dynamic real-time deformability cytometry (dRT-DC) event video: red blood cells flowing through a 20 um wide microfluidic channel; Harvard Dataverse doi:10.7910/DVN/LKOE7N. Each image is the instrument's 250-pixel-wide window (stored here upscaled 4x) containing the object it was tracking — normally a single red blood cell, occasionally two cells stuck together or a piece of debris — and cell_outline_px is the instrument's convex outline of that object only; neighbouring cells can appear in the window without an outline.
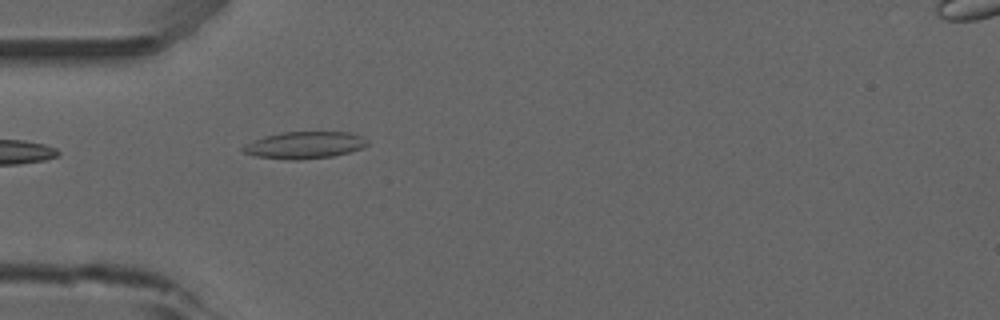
{"species": "common noctule bat (a hibernating species)", "species_latin": "Nyctalus noctula", "temperature_condition": "room temperature", "stored_images_in_passage": 37, "camera_frame_rate_fps": 3000, "um_per_image_px": 0.085, "animal": {"sex": "male", "forearm_length_mm": 52.5}, "frame": {"image": 1, "passage_image": 1, "time_ms": 0.0, "image_size_px": [1000, 320], "cell_outline_px": [[368, 144], [360, 148], [348, 152], [332, 156], [296, 160], [292, 160], [256, 156], [244, 152], [240, 148], [264, 136], [280, 132], [348, 132], [364, 136], [368, 140]], "centroid_in_image_um": [25.92, 12.32], "position_along_channel_um": 59.1, "area_um2": 19.31}, "authors_computed_cell_mechanics": {"area_um2": 17.051, "velocity_mm_per_s": 3.9128, "shape_relaxation_time_tau1_ms": null, "shape_relaxation_time_tau2_ms": 2.8323, "deformation_change_tau1": null, "deformation_change_tau2": 0.0934}}